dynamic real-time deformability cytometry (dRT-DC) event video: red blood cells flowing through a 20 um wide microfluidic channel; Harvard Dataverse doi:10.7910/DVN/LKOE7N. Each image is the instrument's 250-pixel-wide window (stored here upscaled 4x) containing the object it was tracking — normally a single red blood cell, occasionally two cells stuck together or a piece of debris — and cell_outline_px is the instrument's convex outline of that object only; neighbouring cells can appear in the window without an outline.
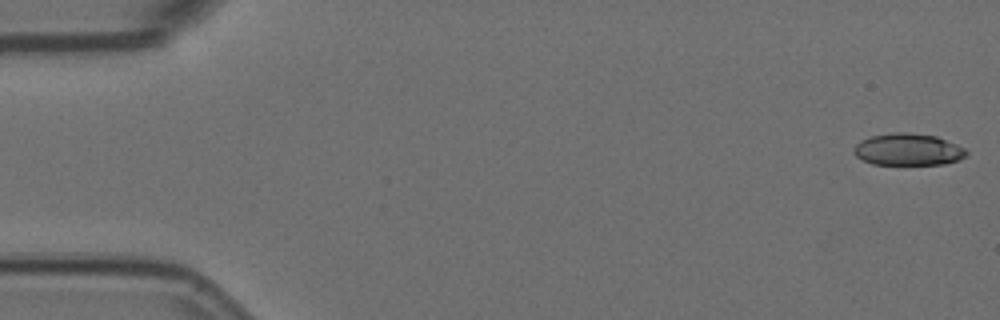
{"species": "Egyptian fruit bat (a non-hibernating species)", "species_latin": "Rousettus aegyptiacus", "temperature_condition": "room temperature", "stored_images_in_passage": 56, "camera_frame_rate_fps": 3000, "um_per_image_px": 0.085, "animal": {"sex": "female"}, "frame": {"image": 1, "passage_image": 1, "time_ms": 0.0, "image_size_px": [1000, 320], "cell_outline_px": [[968, 156], [944, 164], [872, 164], [856, 156], [852, 152], [852, 148], [860, 140], [872, 136], [892, 132], [904, 132], [936, 136], [964, 148], [968, 152]], "centroid_in_image_um": [77.15, 12.7], "position_along_channel_um": 7.8, "area_um2": 20.87}}
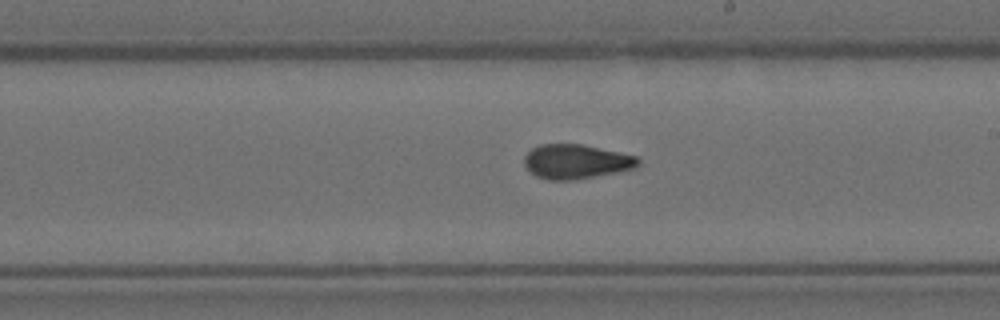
{"frame": {"image": 2, "passage_image": 32, "time_ms": 10.333, "image_size_px": [1000, 320], "cell_outline_px": [[640, 164], [636, 168], [620, 172], [572, 180], [548, 180], [536, 176], [524, 164], [524, 156], [532, 148], [540, 144], [580, 144], [636, 156], [640, 160]], "centroid_in_image_um": [48.98, 13.74], "position_along_channel_um": 240.0, "area_um2": 22.77}}
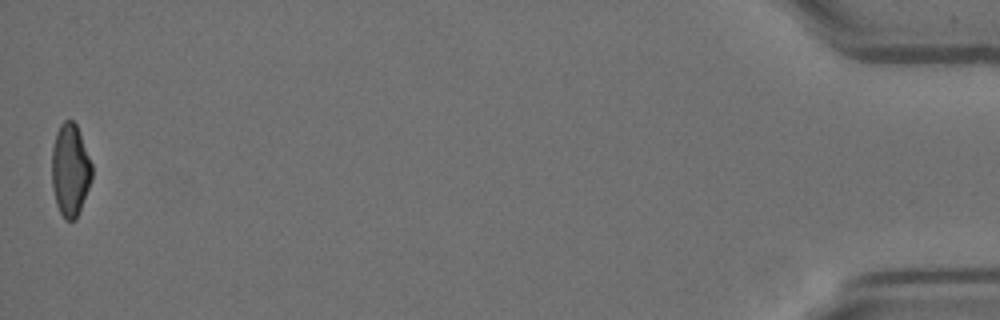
{"frame": {"image": 3, "passage_image": 56, "time_ms": 18.333, "image_size_px": [1000, 320], "cell_outline_px": [[92, 180], [76, 220], [64, 220], [56, 204], [52, 188], [52, 148], [56, 132], [60, 124], [64, 120], [72, 120], [76, 124], [92, 164]], "centroid_in_image_um": [5.96, 14.47], "position_along_channel_um": 429.2, "area_um2": 21.73}, "authors_computed_cell_mechanics": {"area_um2": 22.542, "velocity_mm_per_s": 3.5886, "shape_relaxation_time_tau1_ms": null, "shape_relaxation_time_tau2_ms": 1.9139, "deformation_change_tau1": null, "deformation_change_tau2": 0.071}}